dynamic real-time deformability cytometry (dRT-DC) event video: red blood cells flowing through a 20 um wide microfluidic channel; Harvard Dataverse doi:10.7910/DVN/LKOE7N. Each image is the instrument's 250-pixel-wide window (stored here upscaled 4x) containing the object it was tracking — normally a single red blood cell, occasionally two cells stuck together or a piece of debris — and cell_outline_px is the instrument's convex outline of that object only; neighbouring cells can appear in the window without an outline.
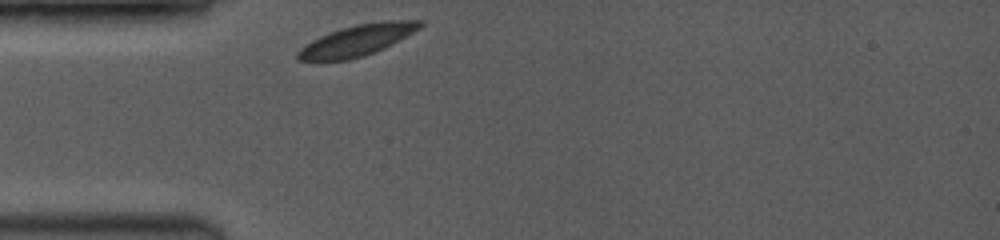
{"species": "common noctule bat (a hibernating species)", "species_latin": "Nyctalus noctula", "temperature_condition": "room temperature", "stored_images_in_passage": 22, "camera_frame_rate_fps": 3500, "um_per_image_px": 0.085, "animal": {"sex": "female", "body_mass_g": 19.0, "forearm_length_mm": 53.3}, "frame": {"image": 1, "passage_image": 1, "time_ms": 0.0, "image_size_px": [1000, 240], "cell_outline_px": [[424, 24], [420, 28], [392, 44], [384, 48], [364, 56], [348, 60], [296, 60], [296, 52], [304, 44], [320, 36], [340, 28], [356, 24], [384, 20], [424, 20]], "centroid_in_image_um": [30.36, 3.41], "position_along_channel_um": 54.6, "area_um2": 22.2}}
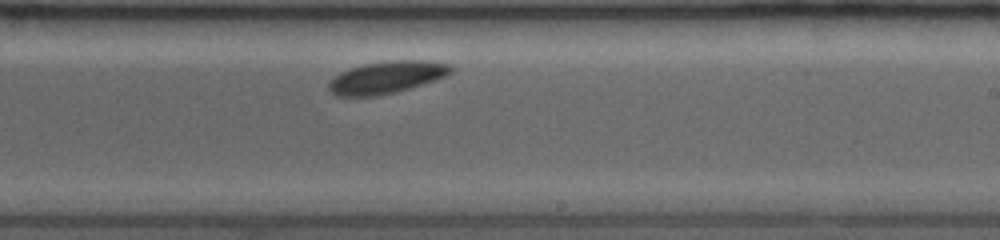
{"frame": {"image": 2, "passage_image": 13, "time_ms": 5.429, "image_size_px": [1000, 240], "cell_outline_px": [[452, 72], [436, 80], [396, 92], [376, 96], [336, 96], [328, 88], [328, 84], [340, 72], [364, 64], [392, 60], [420, 60], [448, 64], [452, 68]], "centroid_in_image_um": [32.86, 6.58], "position_along_channel_um": 256.1, "area_um2": 22.6}}
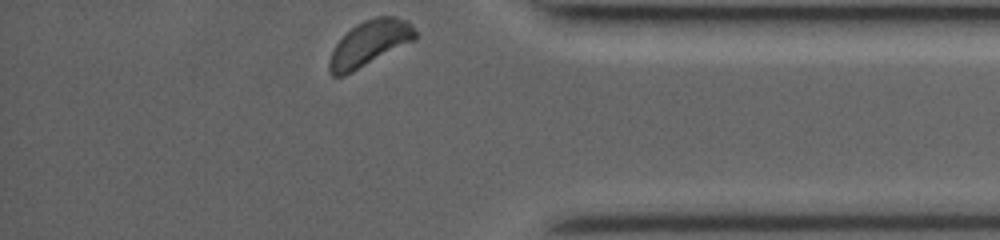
{"frame": {"image": 3, "passage_image": 22, "time_ms": 9.429, "image_size_px": [1000, 240], "cell_outline_px": [[416, 36], [412, 40], [352, 72], [344, 76], [332, 76], [328, 72], [328, 60], [332, 48], [352, 28], [364, 20], [376, 16], [396, 16], [408, 20], [412, 24], [416, 32]], "centroid_in_image_um": [31.37, 3.68], "position_along_channel_um": 403.8, "area_um2": 22.37}, "authors_computed_cell_mechanics": {"area_um2": 22.3397, "velocity_mm_per_s": 3.8407, "shape_relaxation_time_tau1_ms": 0.5734, "shape_relaxation_time_tau2_ms": null, "deformation_change_tau1": 0.0535, "deformation_change_tau2": null}}